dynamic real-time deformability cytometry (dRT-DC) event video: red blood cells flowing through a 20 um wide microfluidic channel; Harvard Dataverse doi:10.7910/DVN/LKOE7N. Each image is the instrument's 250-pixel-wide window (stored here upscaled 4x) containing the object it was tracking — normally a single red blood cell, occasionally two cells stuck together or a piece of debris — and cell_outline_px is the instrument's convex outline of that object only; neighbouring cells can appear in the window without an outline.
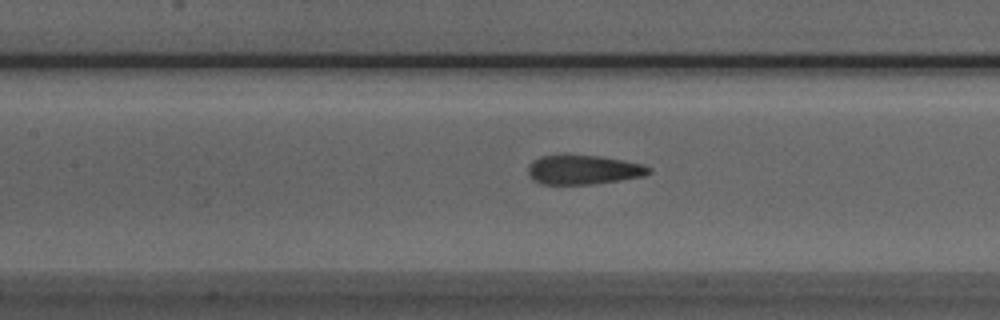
{"species": "Egyptian fruit bat (a non-hibernating species)", "species_latin": "Rousettus aegyptiacus", "temperature_condition": "room temperature", "stored_images_in_passage": 31, "camera_frame_rate_fps": 3000, "um_per_image_px": 0.085, "animal": {"sex": "male"}, "frame": {"image": 1, "passage_image": 16, "time_ms": 5.0, "image_size_px": [1000, 320], "cell_outline_px": [[652, 172], [644, 176], [620, 180], [592, 184], [540, 184], [532, 180], [528, 176], [528, 164], [540, 156], [564, 152], [600, 156], [624, 160], [640, 164], [652, 168]], "centroid_in_image_um": [49.53, 14.39], "position_along_channel_um": 157.9, "area_um2": 21.39}}
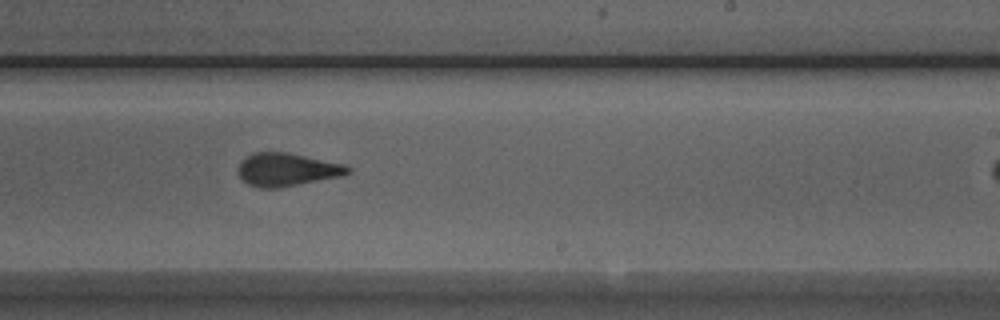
{"frame": {"image": 2, "passage_image": 24, "time_ms": 7.667, "image_size_px": [1000, 320], "cell_outline_px": [[352, 172], [340, 176], [280, 188], [260, 188], [248, 184], [236, 172], [236, 168], [240, 160], [252, 152], [288, 152], [344, 164], [352, 168]], "centroid_in_image_um": [24.35, 14.41], "position_along_channel_um": 264.6, "area_um2": 21.39}}
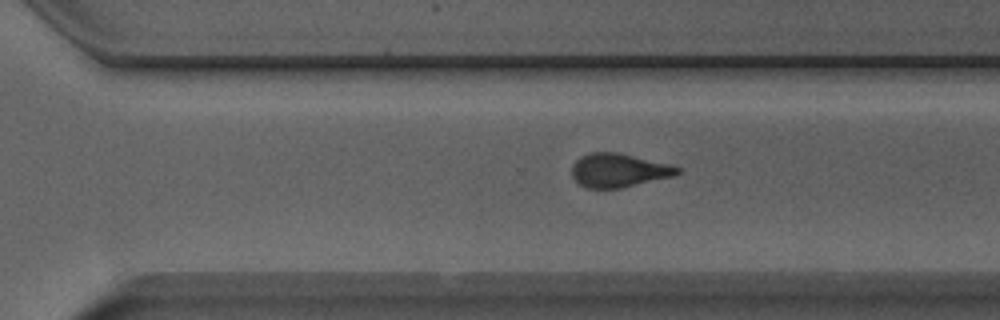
{"frame": {"image": 3, "passage_image": 28, "time_ms": 9.0, "image_size_px": [1000, 320], "cell_outline_px": [[680, 172], [672, 176], [620, 188], [588, 188], [580, 184], [572, 176], [572, 164], [580, 156], [592, 152], [616, 152], [668, 164], [680, 168]], "centroid_in_image_um": [52.54, 14.47], "position_along_channel_um": 318.1, "area_um2": 20.35}}